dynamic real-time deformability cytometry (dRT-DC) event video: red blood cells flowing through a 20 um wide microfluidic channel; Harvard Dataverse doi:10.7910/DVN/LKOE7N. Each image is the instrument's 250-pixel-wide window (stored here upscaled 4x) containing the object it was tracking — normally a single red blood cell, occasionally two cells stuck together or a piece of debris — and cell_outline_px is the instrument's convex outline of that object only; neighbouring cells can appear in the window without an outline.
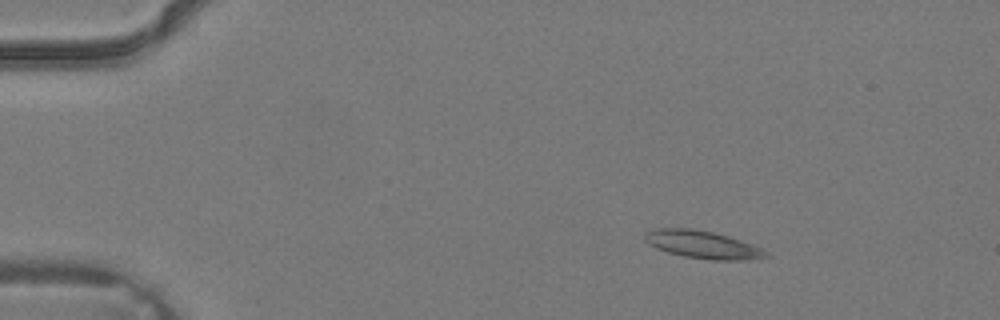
{"species": "common noctule bat (a hibernating species)", "species_latin": "Nyctalus noctula", "temperature_condition": "warm", "stored_images_in_passage": 3, "camera_frame_rate_fps": 3000, "um_per_image_px": 0.085, "animal": {"sex": "male", "body_mass_g": 19.2, "forearm_length_mm": 51.8}, "frame": {"image": 1, "passage_image": 1, "time_ms": 0.0, "image_size_px": [1000, 320], "cell_outline_px": [[772, 256], [748, 260], [712, 260], [684, 256], [668, 252], [656, 248], [648, 244], [644, 240], [644, 232], [656, 228], [692, 228], [712, 232], [728, 236], [740, 240], [760, 248], [768, 252]], "centroid_in_image_um": [59.7, 20.79], "position_along_channel_um": 25.3, "area_um2": 19.59}}
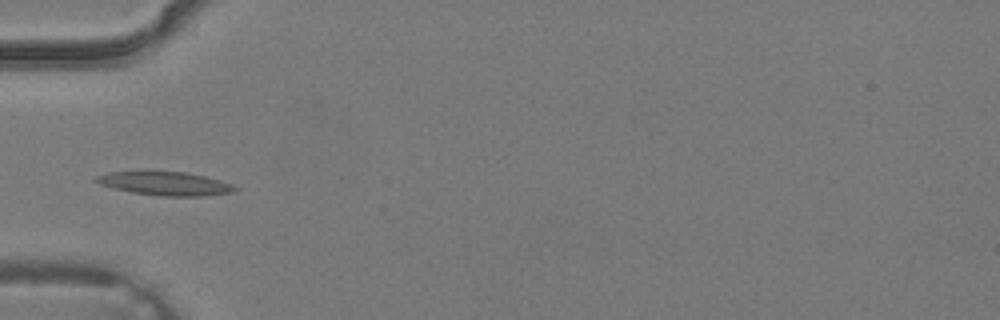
{"frame": {"image": 2, "passage_image": 3, "time_ms": 0.667, "image_size_px": [1000, 320], "cell_outline_px": [[236, 188], [232, 192], [204, 196], [160, 196], [132, 192], [100, 184], [92, 180], [96, 176], [108, 172], [144, 168], [184, 172], [204, 176], [220, 180], [232, 184]], "centroid_in_image_um": [13.94, 15.54], "position_along_channel_um": 71.1, "area_um2": 19.83}}